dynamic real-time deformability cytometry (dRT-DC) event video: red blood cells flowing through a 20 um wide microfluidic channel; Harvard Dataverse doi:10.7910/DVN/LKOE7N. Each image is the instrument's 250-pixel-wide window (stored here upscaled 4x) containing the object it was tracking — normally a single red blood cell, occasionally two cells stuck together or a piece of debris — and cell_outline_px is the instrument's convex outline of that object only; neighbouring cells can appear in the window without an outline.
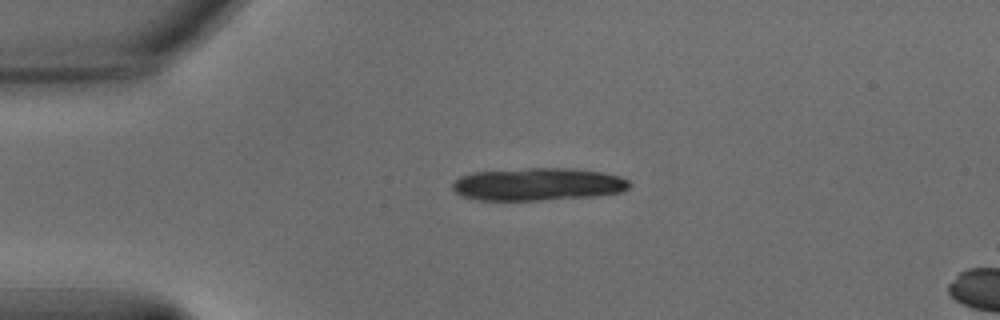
{"species": "common noctule bat (a hibernating species)", "species_latin": "Nyctalus noctula", "temperature_condition": "warm", "stored_images_in_passage": 5, "camera_frame_rate_fps": 3000, "um_per_image_px": 0.085, "animal": {"sex": "male", "body_mass_g": 15.6}, "frame": {"image": 1, "passage_image": 1, "time_ms": 0.0, "image_size_px": [1000, 320], "cell_outline_px": [[632, 184], [628, 188], [620, 192], [596, 196], [540, 200], [476, 200], [464, 196], [456, 192], [452, 188], [452, 184], [460, 176], [472, 172], [528, 168], [572, 168], [604, 172], [620, 176], [628, 180]], "centroid_in_image_um": [45.74, 15.65], "position_along_channel_um": 39.3, "area_um2": 33.81}}